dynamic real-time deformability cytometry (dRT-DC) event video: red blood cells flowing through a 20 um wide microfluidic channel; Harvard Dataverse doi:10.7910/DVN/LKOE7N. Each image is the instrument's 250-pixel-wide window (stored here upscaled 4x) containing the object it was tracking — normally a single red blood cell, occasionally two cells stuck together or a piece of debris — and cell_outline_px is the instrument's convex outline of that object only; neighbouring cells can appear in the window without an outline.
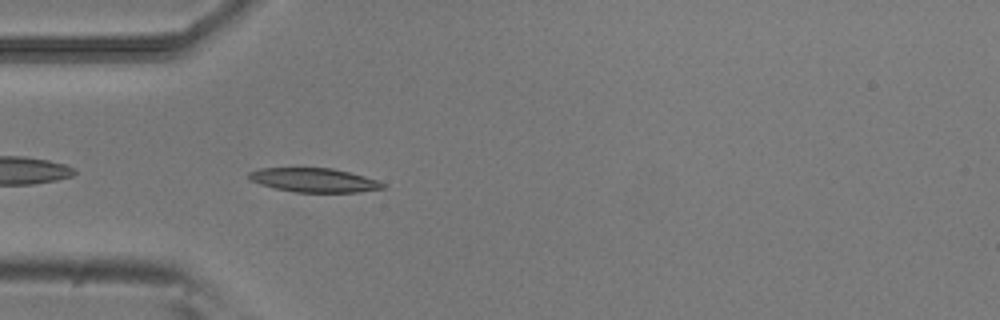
{"species": "common noctule bat (a hibernating species)", "species_latin": "Nyctalus noctula", "temperature_condition": "room temperature", "stored_images_in_passage": 39, "camera_frame_rate_fps": 3000, "um_per_image_px": 0.085, "animal": {"sex": "male", "body_mass_g": 20.5, "forearm_length_mm": 52.5}, "frame": {"image": 1, "passage_image": 2, "time_ms": 0.333, "image_size_px": [1000, 320], "cell_outline_px": [[384, 188], [356, 192], [296, 192], [276, 188], [260, 184], [252, 180], [248, 176], [248, 172], [260, 168], [332, 168], [364, 176], [376, 180], [384, 184]], "centroid_in_image_um": [26.67, 15.3], "position_along_channel_um": 58.3, "area_um2": 18.44}}
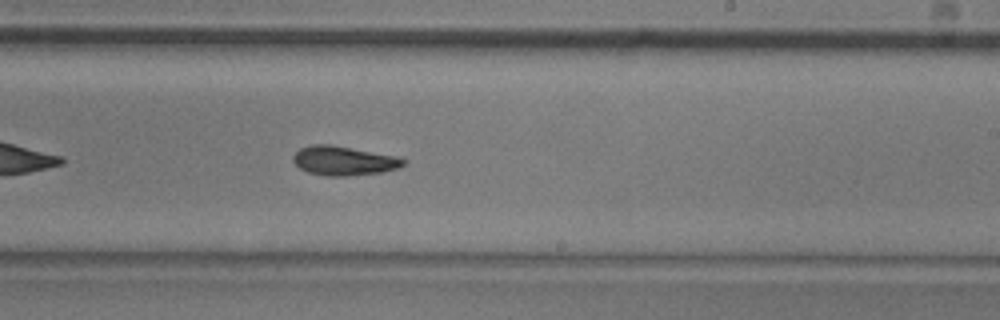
{"frame": {"image": 2, "passage_image": 18, "time_ms": 5.667, "image_size_px": [1000, 320], "cell_outline_px": [[408, 160], [400, 168], [384, 172], [344, 176], [328, 176], [308, 172], [300, 168], [292, 160], [292, 156], [300, 148], [312, 144], [332, 144], [392, 156]], "centroid_in_image_um": [29.2, 13.66], "position_along_channel_um": 259.8, "area_um2": 18.67}}
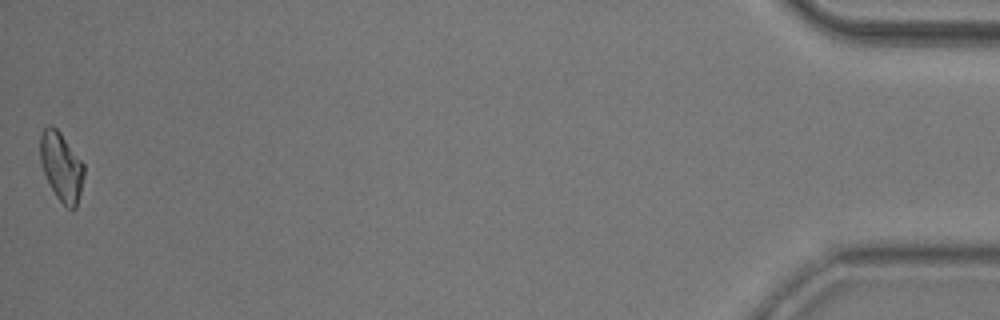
{"frame": {"image": 3, "passage_image": 39, "time_ms": 12.667, "image_size_px": [1000, 320], "cell_outline_px": [[84, 176], [76, 208], [72, 212], [56, 196], [44, 172], [40, 160], [40, 136], [44, 128], [48, 124], [52, 124], [60, 132], [84, 164]], "centroid_in_image_um": [5.22, 14.15], "position_along_channel_um": 430.0, "area_um2": 17.4}, "authors_computed_cell_mechanics": {"area_um2": 18.0914, "velocity_mm_per_s": 3.8181, "shape_relaxation_time_tau1_ms": 7.2421, "shape_relaxation_time_tau2_ms": 8.9277, "deformation_change_tau1": 0.1916, "deformation_change_tau2": 0.164}}